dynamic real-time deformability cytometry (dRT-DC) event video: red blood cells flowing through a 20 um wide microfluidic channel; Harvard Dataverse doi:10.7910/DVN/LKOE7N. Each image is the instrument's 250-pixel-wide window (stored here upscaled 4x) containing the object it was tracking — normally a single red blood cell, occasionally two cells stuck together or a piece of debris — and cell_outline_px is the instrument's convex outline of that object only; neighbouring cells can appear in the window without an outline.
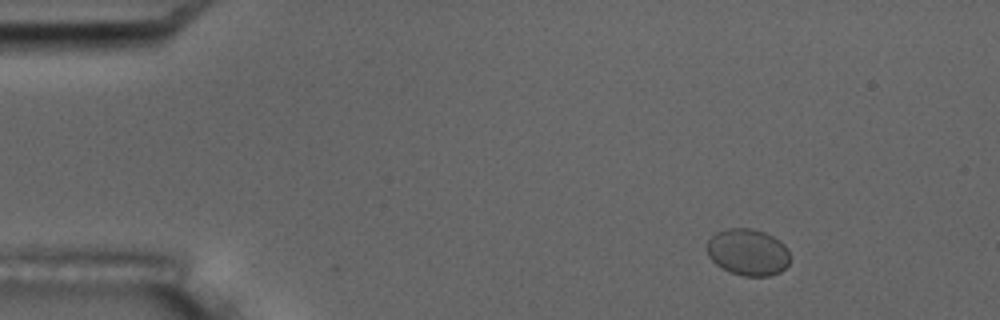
{"species": "common noctule bat (a hibernating species)", "species_latin": "Nyctalus noctula", "temperature_condition": "room temperature", "stored_images_in_passage": 5, "camera_frame_rate_fps": 3000, "um_per_image_px": 0.085, "animal": {"sex": "male", "body_mass_g": 17.5, "forearm_length_mm": 52.3}, "frame": {"image": 1, "passage_image": 2, "time_ms": 1.0, "image_size_px": [1000, 320], "cell_outline_px": [[788, 264], [780, 272], [768, 276], [744, 276], [732, 272], [716, 264], [708, 256], [708, 240], [716, 232], [728, 228], [752, 228], [764, 232], [780, 240], [784, 244], [788, 252]], "centroid_in_image_um": [63.57, 21.42], "position_along_channel_um": 21.4, "area_um2": 22.37}}
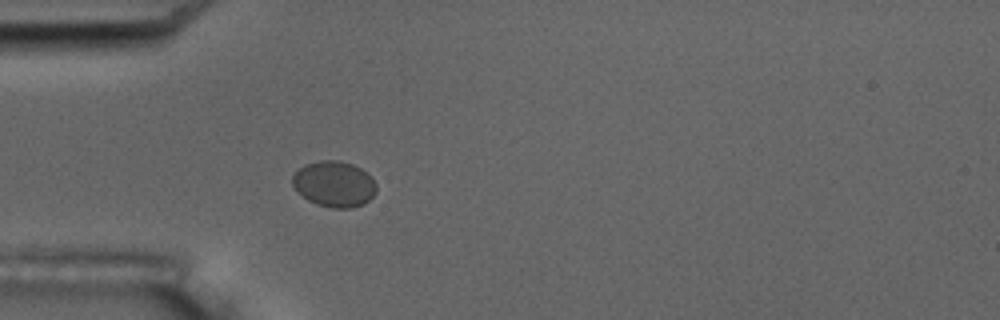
{"frame": {"image": 2, "passage_image": 5, "time_ms": 4.333, "image_size_px": [1000, 320], "cell_outline_px": [[376, 192], [364, 204], [352, 208], [332, 208], [316, 204], [308, 200], [292, 184], [292, 176], [304, 164], [320, 160], [340, 160], [352, 164], [360, 168], [376, 184]], "centroid_in_image_um": [28.4, 15.64], "position_along_channel_um": 56.6, "area_um2": 22.2}}